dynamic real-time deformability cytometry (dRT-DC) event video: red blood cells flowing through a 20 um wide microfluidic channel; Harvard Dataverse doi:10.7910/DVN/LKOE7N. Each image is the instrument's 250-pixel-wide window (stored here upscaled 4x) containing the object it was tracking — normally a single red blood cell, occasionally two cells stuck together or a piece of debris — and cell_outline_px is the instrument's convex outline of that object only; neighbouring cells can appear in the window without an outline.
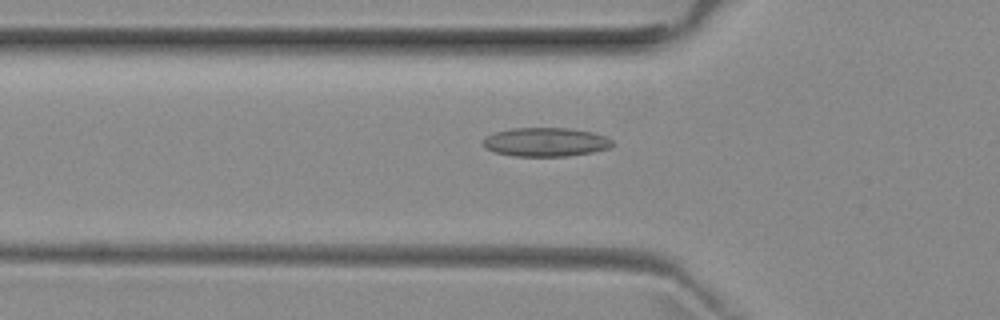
{"species": "common noctule bat (a hibernating species)", "species_latin": "Nyctalus noctula", "temperature_condition": "room temperature", "stored_images_in_passage": 33, "camera_frame_rate_fps": 3000, "um_per_image_px": 0.085, "animal": {"sex": "female", "body_mass_g": 29.2, "forearm_length_mm": 56.3}, "frame": {"image": 1, "passage_image": 2, "time_ms": 0.333, "image_size_px": [1000, 320], "cell_outline_px": [[612, 144], [608, 148], [592, 152], [568, 156], [516, 156], [496, 152], [488, 148], [484, 144], [484, 136], [496, 132], [512, 128], [568, 128], [592, 132], [604, 136], [612, 140]], "centroid_in_image_um": [46.39, 12.07], "position_along_channel_um": 79.4, "area_um2": 21.44}}
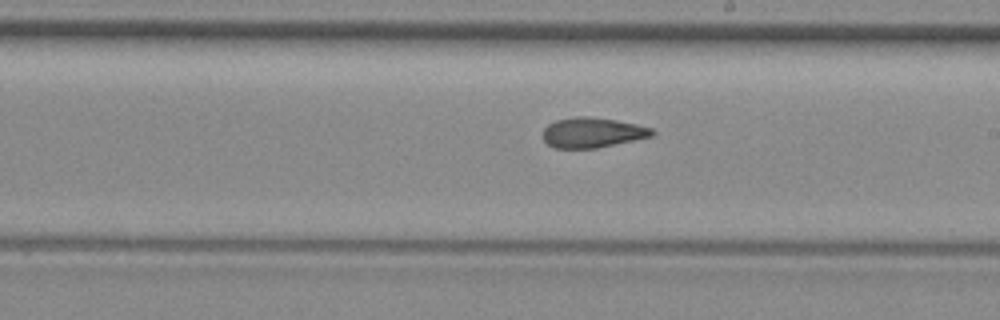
{"frame": {"image": 2, "passage_image": 14, "time_ms": 4.333, "image_size_px": [1000, 320], "cell_outline_px": [[656, 132], [652, 136], [596, 148], [556, 148], [548, 144], [544, 140], [544, 128], [548, 124], [556, 120], [576, 116], [588, 116], [616, 120], [636, 124], [652, 128]], "centroid_in_image_um": [50.36, 11.26], "position_along_channel_um": 238.6, "area_um2": 19.02}}
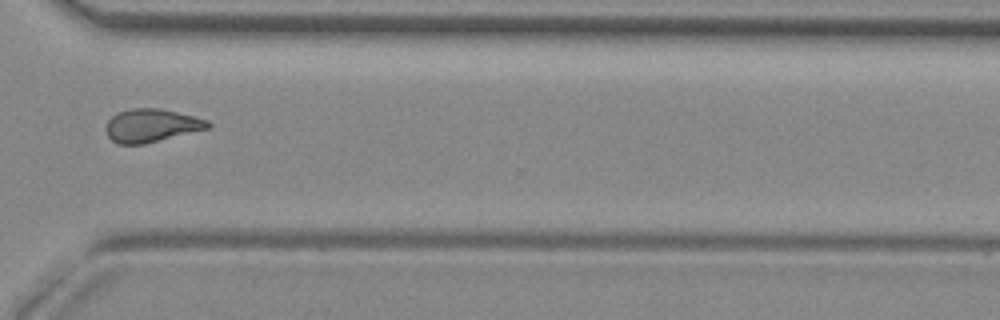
{"frame": {"image": 3, "passage_image": 23, "time_ms": 7.333, "image_size_px": [1000, 320], "cell_outline_px": [[212, 124], [208, 128], [144, 144], [116, 144], [108, 136], [104, 128], [108, 120], [116, 112], [132, 108], [160, 108], [208, 120]], "centroid_in_image_um": [12.82, 10.66], "position_along_channel_um": 357.8, "area_um2": 19.65}, "authors_computed_cell_mechanics": {"area_um2": 19.363, "velocity_mm_per_s": 3.9702, "shape_relaxation_time_tau1_ms": null, "shape_relaxation_time_tau2_ms": 3.154, "deformation_change_tau1": null, "deformation_change_tau2": 0.1102}}